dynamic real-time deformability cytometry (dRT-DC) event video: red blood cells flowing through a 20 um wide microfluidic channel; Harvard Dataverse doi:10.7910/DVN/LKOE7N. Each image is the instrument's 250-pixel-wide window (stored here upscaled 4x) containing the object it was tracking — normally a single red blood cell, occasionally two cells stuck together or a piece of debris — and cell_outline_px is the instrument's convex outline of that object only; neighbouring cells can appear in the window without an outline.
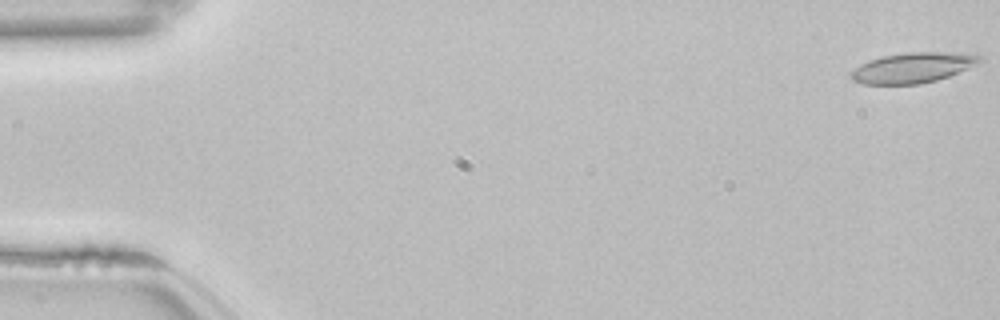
{"species": "common noctule bat (a hibernating species)", "species_latin": "Nyctalus noctula", "temperature_condition": "room temperature", "stored_images_in_passage": 54, "camera_frame_rate_fps": 3000, "um_per_image_px": 0.085, "animal": {"sex": "female", "body_mass_g": 22.7, "forearm_length_mm": 54.2}, "frame": {"image": 1, "passage_image": 1, "time_ms": 0.0, "image_size_px": [1000, 320], "cell_outline_px": [[984, 60], [948, 76], [936, 80], [920, 84], [864, 84], [852, 80], [848, 76], [860, 64], [868, 60], [884, 56], [904, 52], [960, 52], [984, 56]], "centroid_in_image_um": [77.59, 5.74], "position_along_channel_um": 7.4, "area_um2": 22.72}}
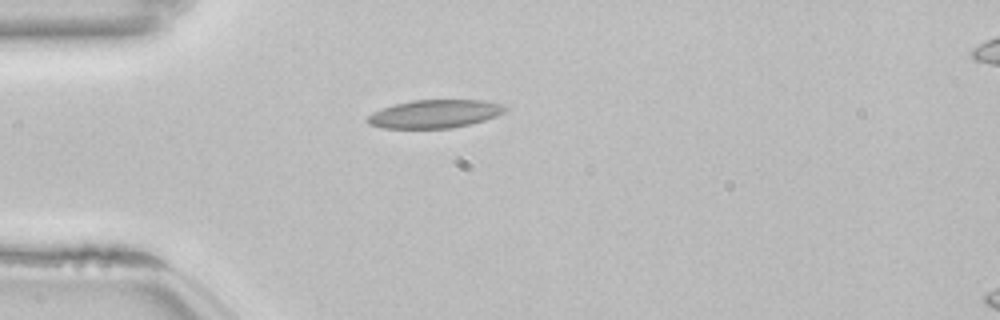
{"frame": {"image": 2, "passage_image": 15, "time_ms": 4.667, "image_size_px": [1000, 320], "cell_outline_px": [[508, 108], [504, 112], [496, 116], [484, 120], [452, 128], [384, 128], [368, 124], [364, 120], [372, 112], [396, 104], [412, 100], [484, 100], [500, 104]], "centroid_in_image_um": [36.93, 9.68], "position_along_channel_um": 48.1, "area_um2": 22.48}}
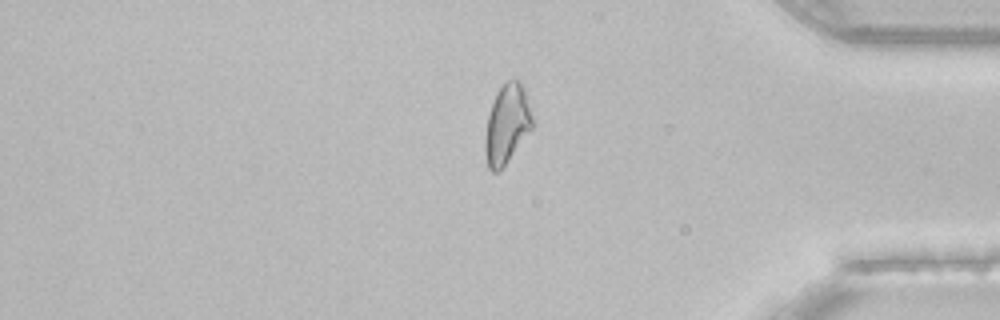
{"frame": {"image": 3, "passage_image": 45, "time_ms": 14.667, "image_size_px": [1000, 320], "cell_outline_px": [[532, 128], [508, 160], [496, 172], [492, 172], [488, 168], [484, 148], [484, 140], [488, 116], [496, 92], [508, 80], [520, 80], [524, 88], [532, 116]], "centroid_in_image_um": [43.07, 10.54], "position_along_channel_um": 392.1, "area_um2": 21.39}, "authors_computed_cell_mechanics": {"area_um2": 21.7617, "velocity_mm_per_s": 3.8432, "shape_relaxation_time_tau1_ms": 6.2183, "shape_relaxation_time_tau2_ms": 2.3535, "deformation_change_tau1": 0.1307, "deformation_change_tau2": 0.0765}}